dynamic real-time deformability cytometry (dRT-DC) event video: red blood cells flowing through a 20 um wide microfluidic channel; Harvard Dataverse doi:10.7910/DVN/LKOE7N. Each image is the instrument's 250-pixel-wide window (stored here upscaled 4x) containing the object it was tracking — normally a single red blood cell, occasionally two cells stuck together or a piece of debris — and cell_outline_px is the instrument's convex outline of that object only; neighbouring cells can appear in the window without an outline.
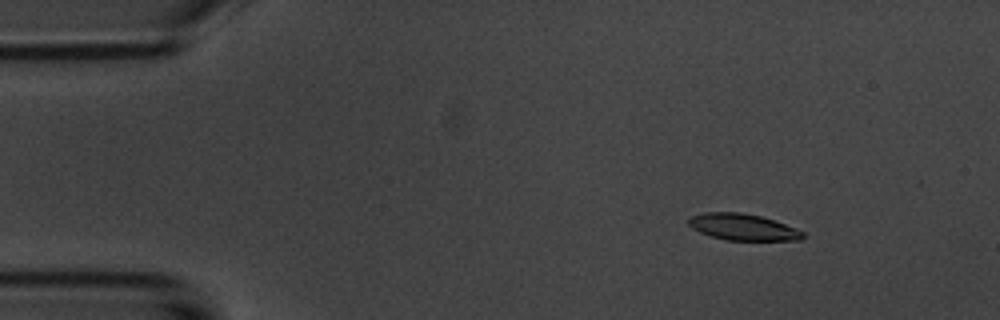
{"species": "common noctule bat (a hibernating species)", "species_latin": "Nyctalus noctula", "temperature_condition": "room temperature", "stored_images_in_passage": 4, "camera_frame_rate_fps": 3000, "um_per_image_px": 0.085, "animal": {"sex": "male", "body_mass_g": 20.1, "forearm_length_mm": 53.5}, "frame": {"image": 1, "passage_image": 2, "time_ms": 1.0, "image_size_px": [1000, 320], "cell_outline_px": [[804, 236], [800, 240], [724, 240], [700, 232], [692, 228], [688, 224], [688, 216], [704, 212], [740, 212], [760, 216], [796, 228], [804, 232]], "centroid_in_image_um": [63.1, 19.29], "position_along_channel_um": 21.9, "area_um2": 17.57}}